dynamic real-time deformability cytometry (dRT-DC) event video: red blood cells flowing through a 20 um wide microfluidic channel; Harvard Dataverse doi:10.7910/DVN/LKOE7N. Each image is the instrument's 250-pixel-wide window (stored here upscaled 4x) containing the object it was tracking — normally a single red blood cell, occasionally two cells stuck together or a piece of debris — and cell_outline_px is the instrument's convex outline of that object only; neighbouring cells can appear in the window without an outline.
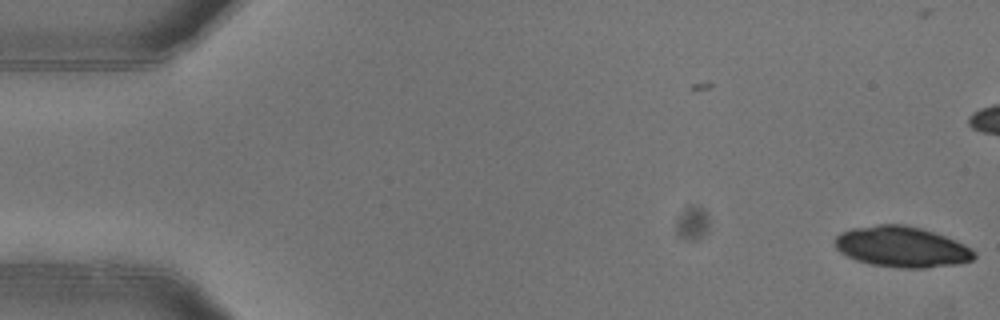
{"species": "common noctule bat (a hibernating species)", "species_latin": "Nyctalus noctula", "temperature_condition": "warm", "stored_images_in_passage": 2, "camera_frame_rate_fps": 3000, "um_per_image_px": 0.085, "animal": {"sex": "female"}, "frame": {"image": 1, "passage_image": 2, "time_ms": 0.333, "image_size_px": [1000, 320], "cell_outline_px": [[976, 256], [972, 260], [960, 264], [924, 268], [900, 268], [872, 264], [856, 260], [840, 252], [836, 248], [836, 236], [840, 232], [852, 228], [876, 224], [904, 224], [920, 228], [956, 240], [972, 248], [976, 252]], "centroid_in_image_um": [76.68, 20.98], "position_along_channel_um": 8.3, "area_um2": 33.12}}